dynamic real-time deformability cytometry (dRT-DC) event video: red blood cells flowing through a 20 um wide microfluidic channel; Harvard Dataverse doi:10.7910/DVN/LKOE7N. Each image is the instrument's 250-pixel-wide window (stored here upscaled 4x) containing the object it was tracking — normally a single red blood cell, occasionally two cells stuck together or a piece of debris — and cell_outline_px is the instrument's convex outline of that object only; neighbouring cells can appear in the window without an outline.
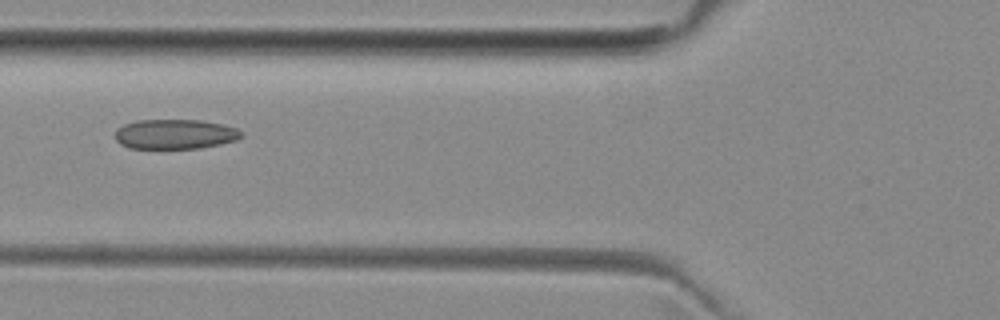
{"species": "common noctule bat (a hibernating species)", "species_latin": "Nyctalus noctula", "temperature_condition": "room temperature", "stored_images_in_passage": 6, "camera_frame_rate_fps": 3000, "um_per_image_px": 0.085, "animal": {"sex": "female", "body_mass_g": 29.2, "forearm_length_mm": 56.3}, "frame": {"image": 1, "passage_image": 4, "time_ms": 4.667, "image_size_px": [1000, 320], "cell_outline_px": [[244, 136], [236, 140], [220, 144], [200, 148], [128, 148], [120, 144], [116, 140], [116, 128], [124, 124], [136, 120], [200, 120], [224, 124], [236, 128], [244, 132]], "centroid_in_image_um": [14.9, 11.4], "position_along_channel_um": 110.9, "area_um2": 22.08}}
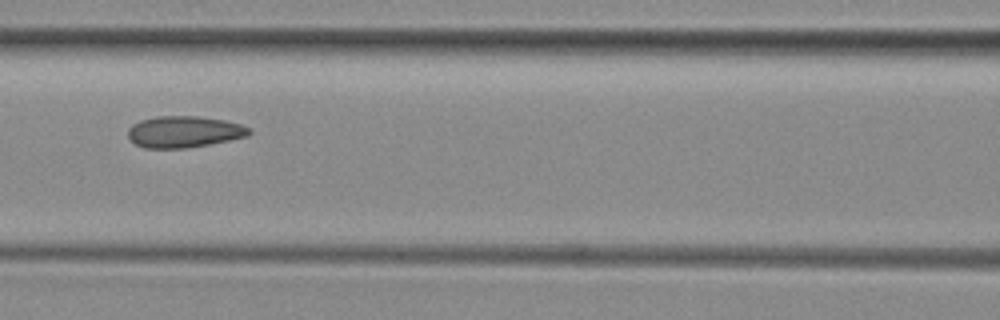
{"frame": {"image": 2, "passage_image": 5, "time_ms": 5.667, "image_size_px": [1000, 320], "cell_outline_px": [[252, 132], [248, 136], [208, 144], [184, 148], [144, 148], [136, 144], [128, 136], [128, 128], [132, 124], [140, 120], [156, 116], [196, 116], [224, 120], [240, 124], [252, 128]], "centroid_in_image_um": [15.64, 11.19], "position_along_channel_um": 151.0, "area_um2": 22.2}}
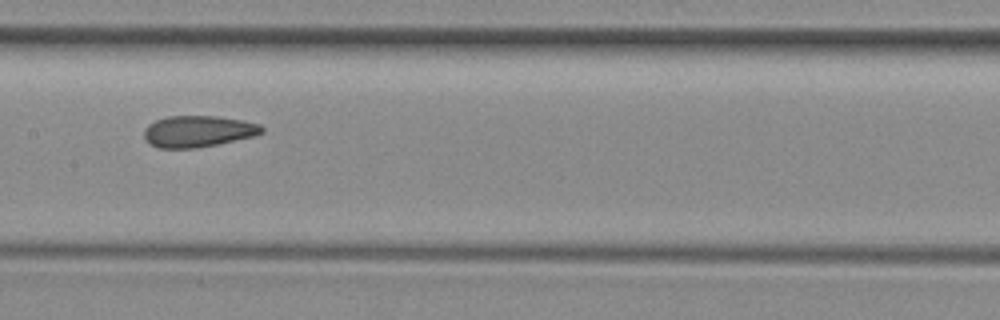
{"frame": {"image": 3, "passage_image": 6, "time_ms": 6.667, "image_size_px": [1000, 320], "cell_outline_px": [[264, 132], [256, 136], [196, 148], [160, 148], [144, 140], [144, 128], [148, 124], [156, 120], [168, 116], [216, 116], [244, 120], [260, 124], [264, 128]], "centroid_in_image_um": [16.85, 11.16], "position_along_channel_um": 190.5, "area_um2": 21.68}}